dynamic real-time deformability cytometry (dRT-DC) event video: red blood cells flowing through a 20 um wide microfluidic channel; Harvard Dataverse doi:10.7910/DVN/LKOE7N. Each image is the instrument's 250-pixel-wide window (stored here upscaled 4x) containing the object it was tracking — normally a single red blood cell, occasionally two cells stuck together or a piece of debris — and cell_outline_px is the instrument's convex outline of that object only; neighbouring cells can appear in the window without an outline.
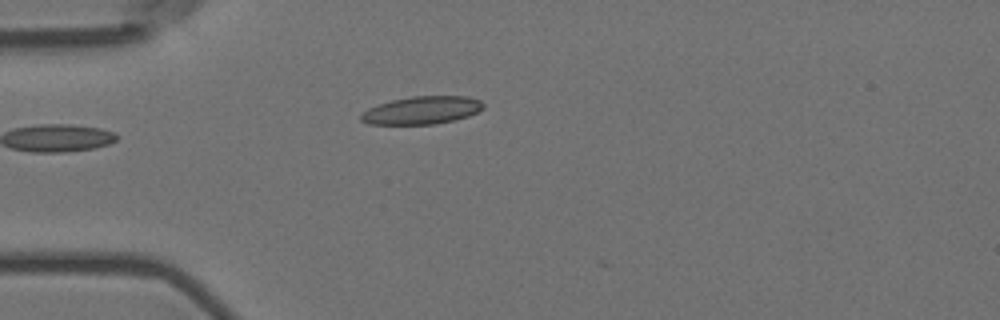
{"species": "Egyptian fruit bat (a non-hibernating species)", "species_latin": "Rousettus aegyptiacus", "temperature_condition": "room temperature", "stored_images_in_passage": 6, "camera_frame_rate_fps": 3000, "um_per_image_px": 0.085, "animal": {"sex": "female"}, "frame": {"image": 1, "passage_image": 5, "time_ms": 1.333, "image_size_px": [1000, 320], "cell_outline_px": [[484, 108], [468, 116], [456, 120], [432, 124], [368, 124], [360, 120], [360, 116], [368, 108], [392, 100], [412, 96], [468, 96], [480, 100], [484, 104]], "centroid_in_image_um": [35.88, 9.37], "position_along_channel_um": 49.1, "area_um2": 19.77}}